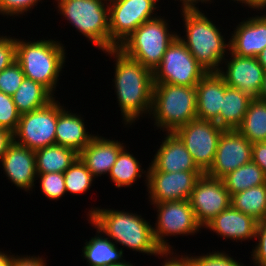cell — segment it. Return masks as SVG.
Wrapping results in <instances>:
<instances>
[{"mask_svg":"<svg viewBox=\"0 0 266 266\" xmlns=\"http://www.w3.org/2000/svg\"><path fill=\"white\" fill-rule=\"evenodd\" d=\"M207 73L179 37H176L153 71V82L195 87Z\"/></svg>","mask_w":266,"mask_h":266,"instance_id":"9c48e42d","label":"cell"},{"mask_svg":"<svg viewBox=\"0 0 266 266\" xmlns=\"http://www.w3.org/2000/svg\"><path fill=\"white\" fill-rule=\"evenodd\" d=\"M161 0H109L110 40L118 47L141 24L159 16Z\"/></svg>","mask_w":266,"mask_h":266,"instance_id":"8fae6325","label":"cell"},{"mask_svg":"<svg viewBox=\"0 0 266 266\" xmlns=\"http://www.w3.org/2000/svg\"><path fill=\"white\" fill-rule=\"evenodd\" d=\"M14 141L13 133L7 129L0 128V161L7 151L9 145Z\"/></svg>","mask_w":266,"mask_h":266,"instance_id":"7bdbcfd3","label":"cell"},{"mask_svg":"<svg viewBox=\"0 0 266 266\" xmlns=\"http://www.w3.org/2000/svg\"><path fill=\"white\" fill-rule=\"evenodd\" d=\"M177 1L180 2V4H178L177 8L181 7V9L182 8H199V6L202 3L203 4L205 3L204 5H206V4L211 5V3H213V2L215 3L214 0H177ZM175 2H176V0H174L173 3H175Z\"/></svg>","mask_w":266,"mask_h":266,"instance_id":"ee69618b","label":"cell"},{"mask_svg":"<svg viewBox=\"0 0 266 266\" xmlns=\"http://www.w3.org/2000/svg\"><path fill=\"white\" fill-rule=\"evenodd\" d=\"M0 250V266H11L12 258L14 253L12 254L10 251H2Z\"/></svg>","mask_w":266,"mask_h":266,"instance_id":"bcb514c9","label":"cell"},{"mask_svg":"<svg viewBox=\"0 0 266 266\" xmlns=\"http://www.w3.org/2000/svg\"><path fill=\"white\" fill-rule=\"evenodd\" d=\"M152 157L151 164L163 172L201 171L184 143L175 133H165Z\"/></svg>","mask_w":266,"mask_h":266,"instance_id":"7402d4cb","label":"cell"},{"mask_svg":"<svg viewBox=\"0 0 266 266\" xmlns=\"http://www.w3.org/2000/svg\"><path fill=\"white\" fill-rule=\"evenodd\" d=\"M3 32L0 34V72L16 61V37Z\"/></svg>","mask_w":266,"mask_h":266,"instance_id":"f35d334b","label":"cell"},{"mask_svg":"<svg viewBox=\"0 0 266 266\" xmlns=\"http://www.w3.org/2000/svg\"><path fill=\"white\" fill-rule=\"evenodd\" d=\"M46 258L43 255H18L14 254L11 266H48Z\"/></svg>","mask_w":266,"mask_h":266,"instance_id":"60d3db41","label":"cell"},{"mask_svg":"<svg viewBox=\"0 0 266 266\" xmlns=\"http://www.w3.org/2000/svg\"><path fill=\"white\" fill-rule=\"evenodd\" d=\"M260 12H258L259 14H264L266 15V4L259 10ZM264 11V12H263ZM262 12V13H261Z\"/></svg>","mask_w":266,"mask_h":266,"instance_id":"f907efd6","label":"cell"},{"mask_svg":"<svg viewBox=\"0 0 266 266\" xmlns=\"http://www.w3.org/2000/svg\"><path fill=\"white\" fill-rule=\"evenodd\" d=\"M16 36V61L20 64L25 78L42 84L53 95H57L63 68L68 58L65 44L56 39L17 38ZM66 49V50H65ZM62 73V74H61Z\"/></svg>","mask_w":266,"mask_h":266,"instance_id":"277c9868","label":"cell"},{"mask_svg":"<svg viewBox=\"0 0 266 266\" xmlns=\"http://www.w3.org/2000/svg\"><path fill=\"white\" fill-rule=\"evenodd\" d=\"M168 20L169 18L160 14L144 22L118 46V49L154 71L169 45L178 36V30H171L170 27L173 26L169 25Z\"/></svg>","mask_w":266,"mask_h":266,"instance_id":"52a82bcc","label":"cell"},{"mask_svg":"<svg viewBox=\"0 0 266 266\" xmlns=\"http://www.w3.org/2000/svg\"><path fill=\"white\" fill-rule=\"evenodd\" d=\"M236 4L245 5V7L253 10L256 13L266 4V0H237Z\"/></svg>","mask_w":266,"mask_h":266,"instance_id":"f6af8a7d","label":"cell"},{"mask_svg":"<svg viewBox=\"0 0 266 266\" xmlns=\"http://www.w3.org/2000/svg\"><path fill=\"white\" fill-rule=\"evenodd\" d=\"M20 114L13 102L12 96L0 92V128L14 133L18 127Z\"/></svg>","mask_w":266,"mask_h":266,"instance_id":"d590c367","label":"cell"},{"mask_svg":"<svg viewBox=\"0 0 266 266\" xmlns=\"http://www.w3.org/2000/svg\"><path fill=\"white\" fill-rule=\"evenodd\" d=\"M56 96L42 84L24 78L18 90L12 95L13 102L20 115L42 108Z\"/></svg>","mask_w":266,"mask_h":266,"instance_id":"83f0119b","label":"cell"},{"mask_svg":"<svg viewBox=\"0 0 266 266\" xmlns=\"http://www.w3.org/2000/svg\"><path fill=\"white\" fill-rule=\"evenodd\" d=\"M66 108V105L64 107V104L59 102L55 144L73 149L79 154L96 134L87 130V122L81 112Z\"/></svg>","mask_w":266,"mask_h":266,"instance_id":"44dd1931","label":"cell"},{"mask_svg":"<svg viewBox=\"0 0 266 266\" xmlns=\"http://www.w3.org/2000/svg\"><path fill=\"white\" fill-rule=\"evenodd\" d=\"M231 1H232V3L234 2V4H235V2H236L237 0H230L229 3H230Z\"/></svg>","mask_w":266,"mask_h":266,"instance_id":"816d5d0a","label":"cell"},{"mask_svg":"<svg viewBox=\"0 0 266 266\" xmlns=\"http://www.w3.org/2000/svg\"><path fill=\"white\" fill-rule=\"evenodd\" d=\"M258 99L262 100L263 102H266V72H264L261 90L259 92Z\"/></svg>","mask_w":266,"mask_h":266,"instance_id":"7dc6e473","label":"cell"},{"mask_svg":"<svg viewBox=\"0 0 266 266\" xmlns=\"http://www.w3.org/2000/svg\"><path fill=\"white\" fill-rule=\"evenodd\" d=\"M193 266H246L241 260H236L230 253L221 250H213L212 252L201 253L196 255L189 254ZM196 255V256H195Z\"/></svg>","mask_w":266,"mask_h":266,"instance_id":"836d02e7","label":"cell"},{"mask_svg":"<svg viewBox=\"0 0 266 266\" xmlns=\"http://www.w3.org/2000/svg\"><path fill=\"white\" fill-rule=\"evenodd\" d=\"M183 254L176 253V250H167L162 251L157 257L164 259L160 264L161 266H193L190 255L186 252Z\"/></svg>","mask_w":266,"mask_h":266,"instance_id":"ab89813d","label":"cell"},{"mask_svg":"<svg viewBox=\"0 0 266 266\" xmlns=\"http://www.w3.org/2000/svg\"><path fill=\"white\" fill-rule=\"evenodd\" d=\"M110 266H136L135 264L133 265V263H131V261H123L122 263H119V264H113V265H110Z\"/></svg>","mask_w":266,"mask_h":266,"instance_id":"681fc988","label":"cell"},{"mask_svg":"<svg viewBox=\"0 0 266 266\" xmlns=\"http://www.w3.org/2000/svg\"><path fill=\"white\" fill-rule=\"evenodd\" d=\"M237 130L252 144L266 141V102L252 99Z\"/></svg>","mask_w":266,"mask_h":266,"instance_id":"f1b7e54d","label":"cell"},{"mask_svg":"<svg viewBox=\"0 0 266 266\" xmlns=\"http://www.w3.org/2000/svg\"><path fill=\"white\" fill-rule=\"evenodd\" d=\"M86 218L116 245L133 252L157 257L161 248L156 244L151 219L145 215L101 206L90 207ZM144 253V254H143Z\"/></svg>","mask_w":266,"mask_h":266,"instance_id":"7a4b0ae2","label":"cell"},{"mask_svg":"<svg viewBox=\"0 0 266 266\" xmlns=\"http://www.w3.org/2000/svg\"><path fill=\"white\" fill-rule=\"evenodd\" d=\"M246 18L239 21L230 34L226 33L230 52L240 57H257L266 48V15L257 13Z\"/></svg>","mask_w":266,"mask_h":266,"instance_id":"ac0fdd59","label":"cell"},{"mask_svg":"<svg viewBox=\"0 0 266 266\" xmlns=\"http://www.w3.org/2000/svg\"><path fill=\"white\" fill-rule=\"evenodd\" d=\"M25 75L20 64L14 61L0 72V92L12 96L24 80Z\"/></svg>","mask_w":266,"mask_h":266,"instance_id":"e575fe53","label":"cell"},{"mask_svg":"<svg viewBox=\"0 0 266 266\" xmlns=\"http://www.w3.org/2000/svg\"><path fill=\"white\" fill-rule=\"evenodd\" d=\"M63 174L66 194L78 195V197L80 194L91 191L90 189L94 186L93 183L96 180L79 157Z\"/></svg>","mask_w":266,"mask_h":266,"instance_id":"1f68e13d","label":"cell"},{"mask_svg":"<svg viewBox=\"0 0 266 266\" xmlns=\"http://www.w3.org/2000/svg\"><path fill=\"white\" fill-rule=\"evenodd\" d=\"M224 130L214 121L196 118L174 133L184 143L197 167L205 174L213 164L218 142Z\"/></svg>","mask_w":266,"mask_h":266,"instance_id":"7c38bea8","label":"cell"},{"mask_svg":"<svg viewBox=\"0 0 266 266\" xmlns=\"http://www.w3.org/2000/svg\"><path fill=\"white\" fill-rule=\"evenodd\" d=\"M203 8H180L184 36L179 39L207 72H219L230 51V39L222 34L220 26L211 20ZM219 26V27H218ZM185 27V28H184Z\"/></svg>","mask_w":266,"mask_h":266,"instance_id":"3957f363","label":"cell"},{"mask_svg":"<svg viewBox=\"0 0 266 266\" xmlns=\"http://www.w3.org/2000/svg\"><path fill=\"white\" fill-rule=\"evenodd\" d=\"M114 62L113 87L124 128L148 118L152 108L153 71L118 48L103 51ZM113 58V59H112ZM141 118V119H140Z\"/></svg>","mask_w":266,"mask_h":266,"instance_id":"6da1fadb","label":"cell"},{"mask_svg":"<svg viewBox=\"0 0 266 266\" xmlns=\"http://www.w3.org/2000/svg\"><path fill=\"white\" fill-rule=\"evenodd\" d=\"M230 196L254 186L266 183L264 171L250 161L221 178Z\"/></svg>","mask_w":266,"mask_h":266,"instance_id":"f546056e","label":"cell"},{"mask_svg":"<svg viewBox=\"0 0 266 266\" xmlns=\"http://www.w3.org/2000/svg\"><path fill=\"white\" fill-rule=\"evenodd\" d=\"M107 138L96 133L90 143L81 150L78 157L84 162L91 174L99 179L110 173L120 151L126 146L120 139Z\"/></svg>","mask_w":266,"mask_h":266,"instance_id":"ffe728a7","label":"cell"},{"mask_svg":"<svg viewBox=\"0 0 266 266\" xmlns=\"http://www.w3.org/2000/svg\"><path fill=\"white\" fill-rule=\"evenodd\" d=\"M252 99L241 90L227 87L222 98L219 126L225 130L237 129L241 125Z\"/></svg>","mask_w":266,"mask_h":266,"instance_id":"484cf974","label":"cell"},{"mask_svg":"<svg viewBox=\"0 0 266 266\" xmlns=\"http://www.w3.org/2000/svg\"><path fill=\"white\" fill-rule=\"evenodd\" d=\"M264 69L256 57H240L229 51L218 72L226 85L258 98L261 90Z\"/></svg>","mask_w":266,"mask_h":266,"instance_id":"2e32d148","label":"cell"},{"mask_svg":"<svg viewBox=\"0 0 266 266\" xmlns=\"http://www.w3.org/2000/svg\"><path fill=\"white\" fill-rule=\"evenodd\" d=\"M252 161L257 164L266 175V141L252 144Z\"/></svg>","mask_w":266,"mask_h":266,"instance_id":"b9f144b4","label":"cell"},{"mask_svg":"<svg viewBox=\"0 0 266 266\" xmlns=\"http://www.w3.org/2000/svg\"><path fill=\"white\" fill-rule=\"evenodd\" d=\"M231 205L257 221L266 219V183L232 195Z\"/></svg>","mask_w":266,"mask_h":266,"instance_id":"4dcf8cb0","label":"cell"},{"mask_svg":"<svg viewBox=\"0 0 266 266\" xmlns=\"http://www.w3.org/2000/svg\"><path fill=\"white\" fill-rule=\"evenodd\" d=\"M255 241L249 259L252 258L253 266H266V219L257 222Z\"/></svg>","mask_w":266,"mask_h":266,"instance_id":"74e56055","label":"cell"},{"mask_svg":"<svg viewBox=\"0 0 266 266\" xmlns=\"http://www.w3.org/2000/svg\"><path fill=\"white\" fill-rule=\"evenodd\" d=\"M86 220L96 230L94 237L89 238V241L86 239L81 249V257L86 260L87 266H110L125 261L124 250L118 248L112 239L106 237L88 219Z\"/></svg>","mask_w":266,"mask_h":266,"instance_id":"cb8c5ba5","label":"cell"},{"mask_svg":"<svg viewBox=\"0 0 266 266\" xmlns=\"http://www.w3.org/2000/svg\"><path fill=\"white\" fill-rule=\"evenodd\" d=\"M252 161V143L237 129L224 130L210 169L205 173L221 179L226 174Z\"/></svg>","mask_w":266,"mask_h":266,"instance_id":"9a60e30c","label":"cell"},{"mask_svg":"<svg viewBox=\"0 0 266 266\" xmlns=\"http://www.w3.org/2000/svg\"><path fill=\"white\" fill-rule=\"evenodd\" d=\"M36 179H39L36 181L37 183L39 182V190L47 199L56 202L67 195L63 173L37 174Z\"/></svg>","mask_w":266,"mask_h":266,"instance_id":"d6a6232c","label":"cell"},{"mask_svg":"<svg viewBox=\"0 0 266 266\" xmlns=\"http://www.w3.org/2000/svg\"><path fill=\"white\" fill-rule=\"evenodd\" d=\"M148 165L145 190L149 203L189 200L194 184L204 174L202 171L163 172L151 163Z\"/></svg>","mask_w":266,"mask_h":266,"instance_id":"4fadbf2b","label":"cell"},{"mask_svg":"<svg viewBox=\"0 0 266 266\" xmlns=\"http://www.w3.org/2000/svg\"><path fill=\"white\" fill-rule=\"evenodd\" d=\"M76 158L78 153L73 149L56 144L46 146L35 151L36 173H64Z\"/></svg>","mask_w":266,"mask_h":266,"instance_id":"4316f807","label":"cell"},{"mask_svg":"<svg viewBox=\"0 0 266 266\" xmlns=\"http://www.w3.org/2000/svg\"><path fill=\"white\" fill-rule=\"evenodd\" d=\"M59 101L56 96L44 107L20 115L14 141L33 151L54 145Z\"/></svg>","mask_w":266,"mask_h":266,"instance_id":"30bf717a","label":"cell"},{"mask_svg":"<svg viewBox=\"0 0 266 266\" xmlns=\"http://www.w3.org/2000/svg\"><path fill=\"white\" fill-rule=\"evenodd\" d=\"M44 1V0H43ZM42 0H0V15L3 17H12L11 19L20 18L23 15L28 16V12L31 13L32 9L37 8V5ZM31 11V12H30ZM16 16V17H15Z\"/></svg>","mask_w":266,"mask_h":266,"instance_id":"8d00e7d4","label":"cell"},{"mask_svg":"<svg viewBox=\"0 0 266 266\" xmlns=\"http://www.w3.org/2000/svg\"><path fill=\"white\" fill-rule=\"evenodd\" d=\"M56 1V2H55ZM54 8L93 47L106 51L118 48L110 40L109 0H54Z\"/></svg>","mask_w":266,"mask_h":266,"instance_id":"5b68a950","label":"cell"},{"mask_svg":"<svg viewBox=\"0 0 266 266\" xmlns=\"http://www.w3.org/2000/svg\"><path fill=\"white\" fill-rule=\"evenodd\" d=\"M197 91V118L219 125L222 98L228 87L218 72H208L195 86Z\"/></svg>","mask_w":266,"mask_h":266,"instance_id":"603a6c76","label":"cell"},{"mask_svg":"<svg viewBox=\"0 0 266 266\" xmlns=\"http://www.w3.org/2000/svg\"><path fill=\"white\" fill-rule=\"evenodd\" d=\"M197 222L202 228L231 205V196L219 178L201 175L189 198Z\"/></svg>","mask_w":266,"mask_h":266,"instance_id":"5bb4252c","label":"cell"},{"mask_svg":"<svg viewBox=\"0 0 266 266\" xmlns=\"http://www.w3.org/2000/svg\"><path fill=\"white\" fill-rule=\"evenodd\" d=\"M196 87L154 83L150 120L154 131L174 133L197 118ZM155 127H157L155 129Z\"/></svg>","mask_w":266,"mask_h":266,"instance_id":"8992f818","label":"cell"},{"mask_svg":"<svg viewBox=\"0 0 266 266\" xmlns=\"http://www.w3.org/2000/svg\"><path fill=\"white\" fill-rule=\"evenodd\" d=\"M257 220L250 215L244 214L232 205L220 212L203 229L210 230L219 238L226 241L241 243L255 239Z\"/></svg>","mask_w":266,"mask_h":266,"instance_id":"d6986e66","label":"cell"},{"mask_svg":"<svg viewBox=\"0 0 266 266\" xmlns=\"http://www.w3.org/2000/svg\"><path fill=\"white\" fill-rule=\"evenodd\" d=\"M258 63L262 66L266 72V48L257 55Z\"/></svg>","mask_w":266,"mask_h":266,"instance_id":"c3c4849f","label":"cell"},{"mask_svg":"<svg viewBox=\"0 0 266 266\" xmlns=\"http://www.w3.org/2000/svg\"><path fill=\"white\" fill-rule=\"evenodd\" d=\"M129 146H125L119 153L116 162L111 168L108 174V179L114 183L116 188L131 187L134 186L138 179L143 178L147 186V170L148 168H143L142 163L138 160L136 156L129 152ZM136 182V183H135Z\"/></svg>","mask_w":266,"mask_h":266,"instance_id":"d4e9b609","label":"cell"},{"mask_svg":"<svg viewBox=\"0 0 266 266\" xmlns=\"http://www.w3.org/2000/svg\"><path fill=\"white\" fill-rule=\"evenodd\" d=\"M156 214L152 224L156 244L162 251L174 250L168 237L197 235L202 232V226L197 222L189 200L150 203ZM180 235V236H179ZM174 248V249H173Z\"/></svg>","mask_w":266,"mask_h":266,"instance_id":"ba28073f","label":"cell"},{"mask_svg":"<svg viewBox=\"0 0 266 266\" xmlns=\"http://www.w3.org/2000/svg\"><path fill=\"white\" fill-rule=\"evenodd\" d=\"M8 182L30 195L36 188L35 151L13 141L0 161Z\"/></svg>","mask_w":266,"mask_h":266,"instance_id":"e0dca14e","label":"cell"}]
</instances>
